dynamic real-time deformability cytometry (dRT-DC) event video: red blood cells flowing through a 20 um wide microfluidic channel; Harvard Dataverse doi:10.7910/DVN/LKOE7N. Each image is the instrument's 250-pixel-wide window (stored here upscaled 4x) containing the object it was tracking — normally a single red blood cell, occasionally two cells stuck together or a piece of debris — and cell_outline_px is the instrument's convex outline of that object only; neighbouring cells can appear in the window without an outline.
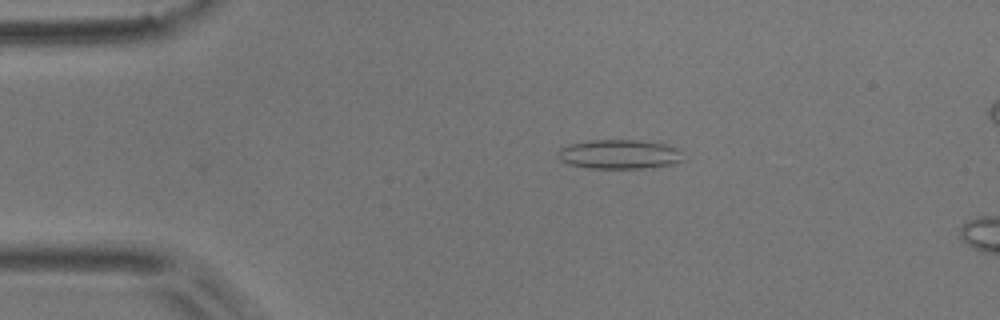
{"species": "common noctule bat (a hibernating species)", "species_latin": "Nyctalus noctula", "temperature_condition": "room temperature", "stored_images_in_passage": 3, "camera_frame_rate_fps": 3000, "um_per_image_px": 0.085, "animal": {"sex": "male", "body_mass_g": 17.9}, "frame": {"image": 1, "passage_image": 3, "time_ms": 0.667, "image_size_px": [1000, 320], "cell_outline_px": [[684, 160], [676, 164], [644, 168], [588, 168], [568, 164], [560, 160], [556, 156], [556, 152], [560, 148], [568, 144], [588, 140], [640, 140], [664, 144], [680, 148]], "centroid_in_image_um": [52.64, 13.11], "position_along_channel_um": 32.4, "area_um2": 21.79}}